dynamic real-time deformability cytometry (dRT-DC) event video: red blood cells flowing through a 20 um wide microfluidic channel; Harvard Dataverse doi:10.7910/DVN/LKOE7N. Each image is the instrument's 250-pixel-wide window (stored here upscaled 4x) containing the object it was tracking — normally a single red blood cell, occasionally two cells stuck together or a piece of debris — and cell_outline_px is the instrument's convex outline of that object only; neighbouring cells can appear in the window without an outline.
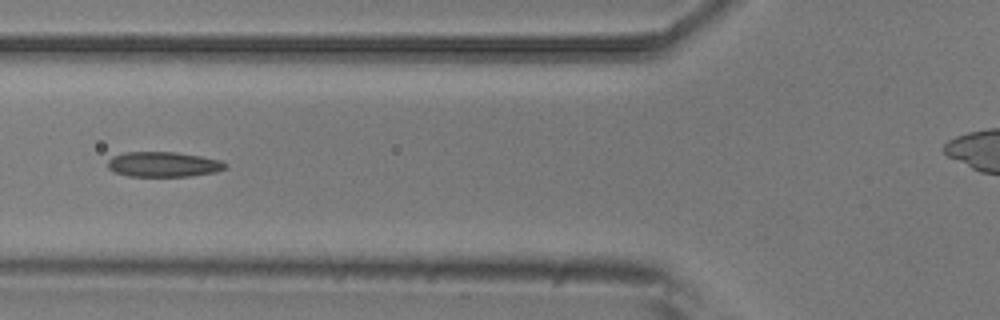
{"species": "common noctule bat (a hibernating species)", "species_latin": "Nyctalus noctula", "temperature_condition": "room temperature", "stored_images_in_passage": 8, "camera_frame_rate_fps": 3000, "um_per_image_px": 0.085, "animal": {"sex": "male", "body_mass_g": 20.5, "forearm_length_mm": 52.5}, "frame": {"image": 1, "passage_image": 5, "time_ms": 1.333, "image_size_px": [1000, 320], "cell_outline_px": [[228, 168], [216, 172], [188, 176], [128, 176], [116, 172], [108, 168], [108, 160], [112, 156], [124, 152], [176, 152], [200, 156], [220, 160], [228, 164]], "centroid_in_image_um": [13.91, 13.96], "position_along_channel_um": 111.9, "area_um2": 17.22}}
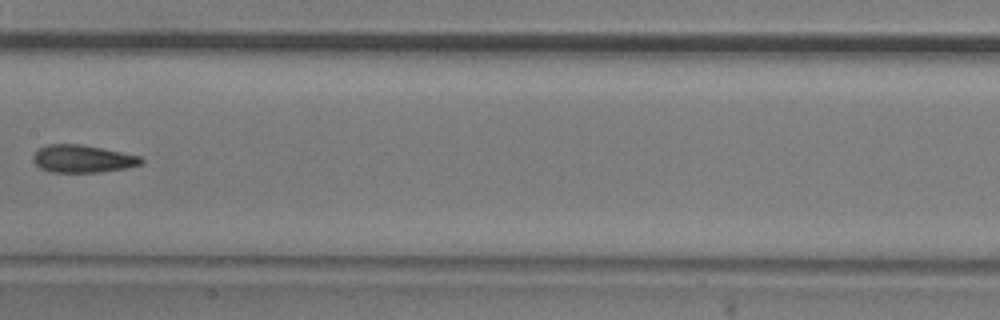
{"frame": {"image": 2, "passage_image": 7, "time_ms": 2.0, "image_size_px": [1000, 320], "cell_outline_px": [[144, 160], [140, 164], [128, 168], [100, 172], [52, 172], [40, 168], [32, 160], [32, 156], [40, 148], [48, 144], [80, 144], [140, 156]], "centroid_in_image_um": [7.01, 13.5], "position_along_channel_um": 200.4, "area_um2": 17.22}}
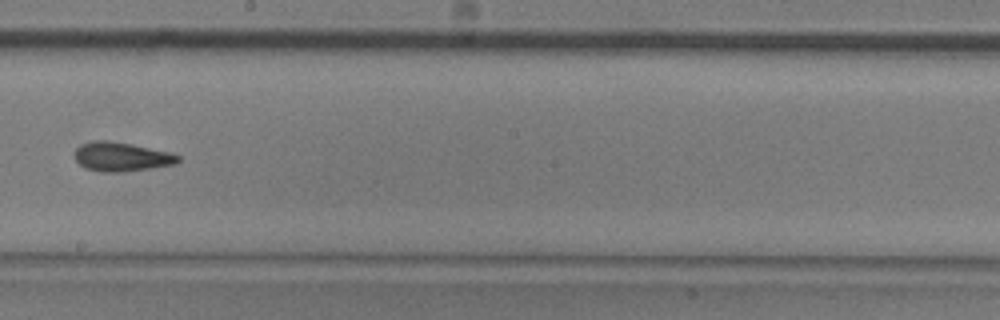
{"frame": {"image": 3, "passage_image": 8, "time_ms": 2.333, "image_size_px": [1000, 320], "cell_outline_px": [[180, 160], [176, 164], [152, 168], [124, 172], [100, 172], [84, 168], [72, 156], [76, 148], [80, 144], [92, 140], [108, 140], [132, 144], [172, 152], [180, 156]], "centroid_in_image_um": [10.31, 13.32], "position_along_channel_um": 237.9, "area_um2": 17.98}}